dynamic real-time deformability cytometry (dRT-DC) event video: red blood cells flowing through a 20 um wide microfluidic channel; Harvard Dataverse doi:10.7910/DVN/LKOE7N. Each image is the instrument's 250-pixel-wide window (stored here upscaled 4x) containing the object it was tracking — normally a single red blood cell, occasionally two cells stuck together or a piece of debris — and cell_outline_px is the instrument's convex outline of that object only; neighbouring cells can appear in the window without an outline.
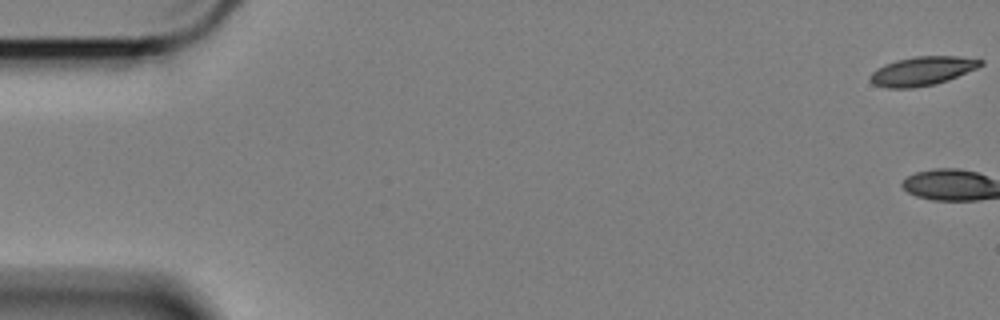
{"species": "Egyptian fruit bat (a non-hibernating species)", "species_latin": "Rousettus aegyptiacus", "temperature_condition": "cold", "stored_images_in_passage": 3, "camera_frame_rate_fps": 3000, "um_per_image_px": 0.085, "animal": {"sex": "female"}, "frame": {"image": 1, "passage_image": 1, "time_ms": 0.0, "image_size_px": [1000, 320], "cell_outline_px": [[984, 64], [976, 68], [948, 80], [936, 84], [912, 88], [888, 88], [872, 84], [868, 76], [872, 72], [884, 64], [896, 60], [916, 56], [956, 56], [984, 60]], "centroid_in_image_um": [78.36, 6.04], "position_along_channel_um": 6.6, "area_um2": 18.61}}